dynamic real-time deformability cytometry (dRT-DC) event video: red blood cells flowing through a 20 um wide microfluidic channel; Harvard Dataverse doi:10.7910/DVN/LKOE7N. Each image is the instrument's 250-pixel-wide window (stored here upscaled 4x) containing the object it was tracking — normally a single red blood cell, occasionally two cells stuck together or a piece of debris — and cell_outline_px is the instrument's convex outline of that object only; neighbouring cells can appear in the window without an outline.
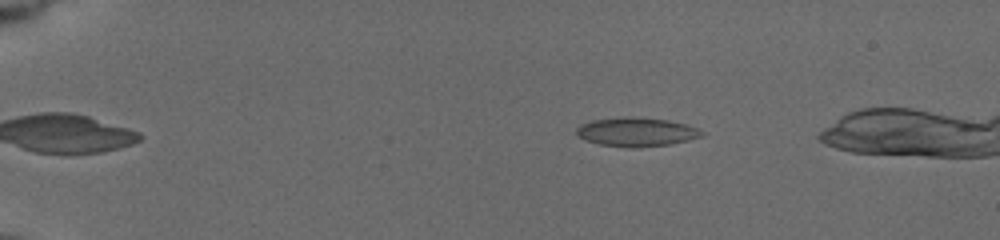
{"species": "common noctule bat (a hibernating species)", "species_latin": "Nyctalus noctula", "temperature_condition": "cold", "stored_images_in_passage": 50, "camera_frame_rate_fps": 3000, "um_per_image_px": 0.085, "animal": {"sex": "female", "body_mass_g": 19.5, "forearm_length_mm": 54.1}, "frame": {"image": 1, "passage_image": 6, "time_ms": 1.667, "image_size_px": [1000, 240], "cell_outline_px": [[704, 136], [688, 140], [668, 144], [632, 148], [628, 148], [600, 144], [584, 140], [576, 136], [576, 128], [580, 124], [592, 120], [628, 116], [668, 120], [700, 128], [704, 132]], "centroid_in_image_um": [54.07, 11.21], "position_along_channel_um": 30.9, "area_um2": 21.21}}
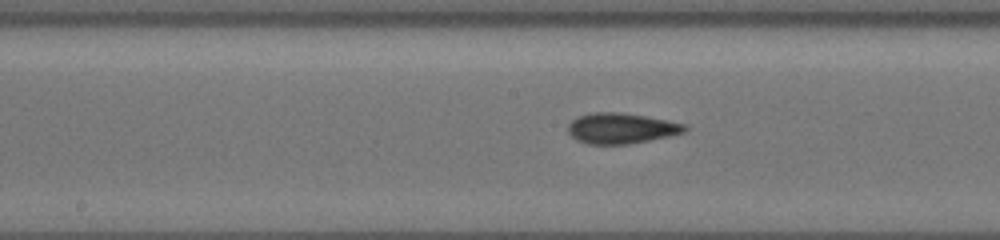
{"frame": {"image": 2, "passage_image": 26, "time_ms": 8.333, "image_size_px": [1000, 240], "cell_outline_px": [[688, 128], [684, 132], [668, 136], [628, 144], [588, 144], [576, 140], [568, 132], [568, 124], [572, 120], [580, 116], [592, 112], [616, 112], [644, 116], [688, 124]], "centroid_in_image_um": [52.8, 10.91], "position_along_channel_um": 195.4, "area_um2": 20.63}}
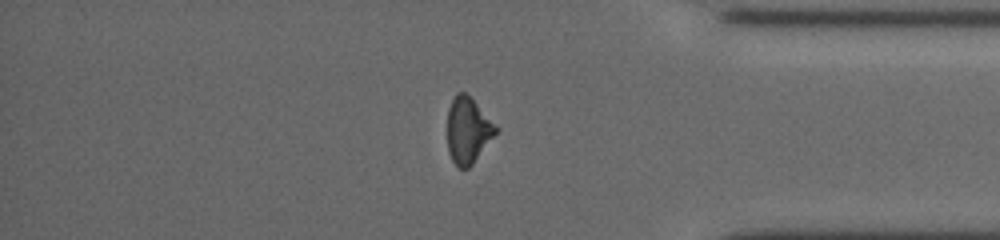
{"frame": {"image": 3, "passage_image": 43, "time_ms": 14.0, "image_size_px": [1000, 240], "cell_outline_px": [[500, 128], [472, 164], [468, 168], [460, 168], [452, 160], [448, 152], [448, 108], [456, 92], [464, 92]], "centroid_in_image_um": [39.77, 11.08], "position_along_channel_um": 395.4, "area_um2": 18.32}}